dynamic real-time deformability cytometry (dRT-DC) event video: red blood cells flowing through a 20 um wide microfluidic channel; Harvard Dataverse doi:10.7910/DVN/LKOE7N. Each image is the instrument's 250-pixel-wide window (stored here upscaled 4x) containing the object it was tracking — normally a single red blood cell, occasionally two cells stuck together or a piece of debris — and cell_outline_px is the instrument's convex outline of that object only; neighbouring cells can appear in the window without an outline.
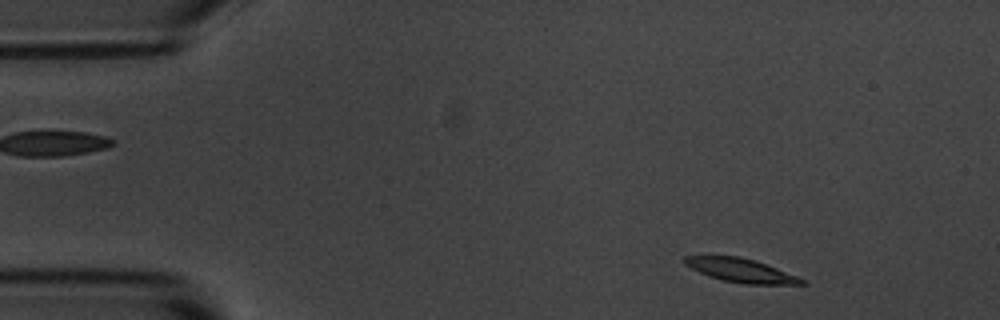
{"species": "common noctule bat (a hibernating species)", "species_latin": "Nyctalus noctula", "temperature_condition": "room temperature", "stored_images_in_passage": 51, "camera_frame_rate_fps": 3000, "um_per_image_px": 0.085, "animal": {"sex": "male", "body_mass_g": 20.1, "forearm_length_mm": 53.5}, "frame": {"image": 1, "passage_image": 2, "time_ms": 0.333, "image_size_px": [1000, 320], "cell_outline_px": [[808, 284], [744, 284], [724, 280], [708, 276], [684, 264], [684, 256], [740, 256], [756, 260], [796, 276], [804, 280]], "centroid_in_image_um": [62.97, 22.98], "position_along_channel_um": 22.0, "area_um2": 15.95}}
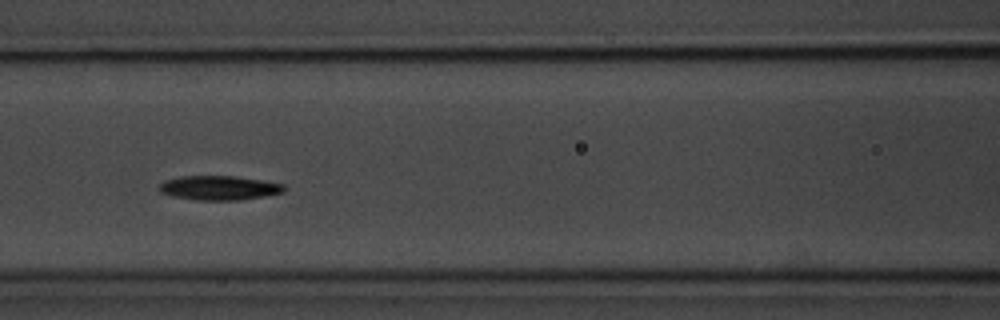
{"frame": {"image": 2, "passage_image": 19, "time_ms": 6.0, "image_size_px": [1000, 320], "cell_outline_px": [[284, 192], [268, 196], [240, 200], [196, 200], [172, 196], [160, 192], [160, 184], [164, 180], [180, 176], [232, 176], [260, 180], [284, 184]], "centroid_in_image_um": [18.62, 15.97], "position_along_channel_um": 148.0, "area_um2": 17.69}}
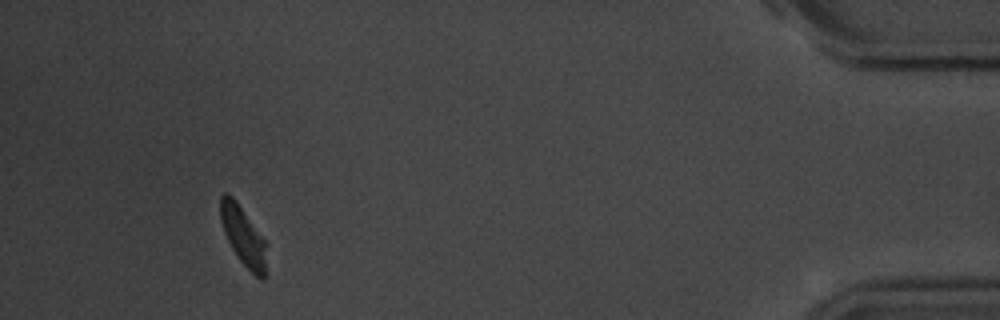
{"frame": {"image": 3, "passage_image": 47, "time_ms": 15.333, "image_size_px": [1000, 320], "cell_outline_px": [[268, 244], [264, 280], [260, 280], [240, 260], [232, 248], [224, 232], [220, 220], [220, 196], [224, 192], [228, 192], [236, 200]], "centroid_in_image_um": [20.69, 20.04], "position_along_channel_um": 414.5, "area_um2": 15.95}, "authors_computed_cell_mechanics": {"area_um2": 17.34, "velocity_mm_per_s": 3.5689, "shape_relaxation_time_tau1_ms": 2.148, "shape_relaxation_time_tau2_ms": null, "deformation_change_tau1": 0.1283, "deformation_change_tau2": null}}